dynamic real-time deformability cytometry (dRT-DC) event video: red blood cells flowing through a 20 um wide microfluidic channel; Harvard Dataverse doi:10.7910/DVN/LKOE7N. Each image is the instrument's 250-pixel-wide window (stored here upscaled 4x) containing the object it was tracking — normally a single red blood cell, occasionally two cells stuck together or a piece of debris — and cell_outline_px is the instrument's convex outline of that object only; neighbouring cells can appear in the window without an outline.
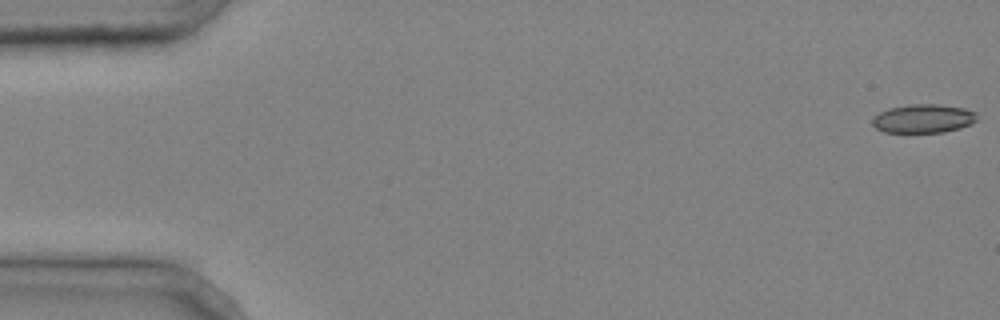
{"species": "common noctule bat (a hibernating species)", "species_latin": "Nyctalus noctula", "temperature_condition": "cold", "stored_images_in_passage": 6, "camera_frame_rate_fps": 3000, "um_per_image_px": 0.085, "animal": {"sex": "male", "body_mass_g": 20.4}, "frame": {"image": 1, "passage_image": 1, "time_ms": 0.0, "image_size_px": [1000, 320], "cell_outline_px": [[976, 120], [972, 124], [960, 128], [944, 132], [884, 132], [876, 128], [872, 124], [872, 116], [888, 108], [912, 104], [936, 104], [964, 108], [976, 112]], "centroid_in_image_um": [78.47, 10.08], "position_along_channel_um": 6.5, "area_um2": 17.51}}
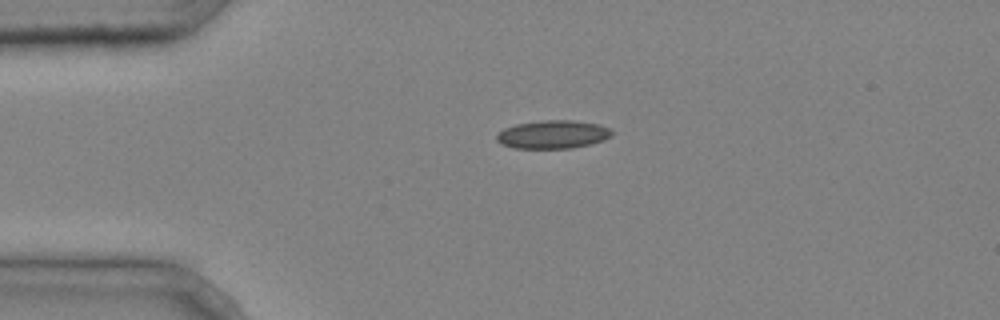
{"frame": {"image": 2, "passage_image": 4, "time_ms": 1.0, "image_size_px": [1000, 320], "cell_outline_px": [[612, 136], [604, 140], [572, 148], [512, 148], [500, 144], [496, 140], [496, 132], [504, 128], [516, 124], [540, 120], [572, 120], [600, 124], [612, 128]], "centroid_in_image_um": [46.97, 11.42], "position_along_channel_um": 38.0, "area_um2": 19.25}}